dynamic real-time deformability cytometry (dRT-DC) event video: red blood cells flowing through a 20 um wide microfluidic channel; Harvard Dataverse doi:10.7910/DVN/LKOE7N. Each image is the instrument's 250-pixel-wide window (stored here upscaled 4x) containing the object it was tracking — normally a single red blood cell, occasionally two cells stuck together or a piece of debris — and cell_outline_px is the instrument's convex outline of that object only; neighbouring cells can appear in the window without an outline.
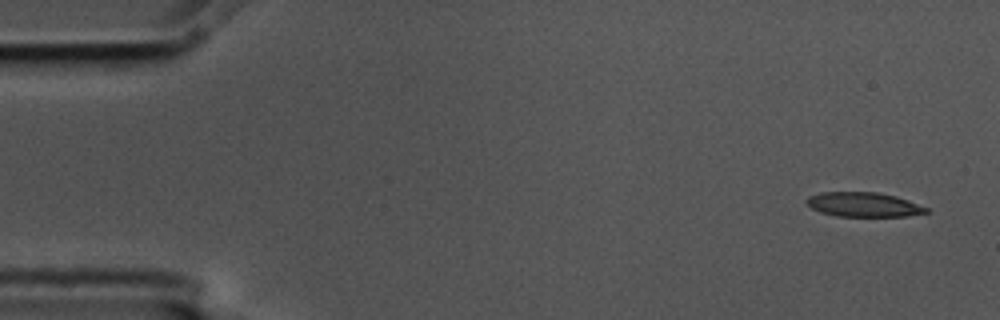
{"species": "common noctule bat (a hibernating species)", "species_latin": "Nyctalus noctula", "temperature_condition": "cold", "stored_images_in_passage": 5, "camera_frame_rate_fps": 3000, "um_per_image_px": 0.085, "animal": {"sex": "male", "body_mass_g": 17.5, "forearm_length_mm": 52.3}, "frame": {"image": 1, "passage_image": 1, "time_ms": 0.0, "image_size_px": [1000, 320], "cell_outline_px": [[928, 212], [908, 216], [836, 216], [820, 212], [812, 208], [804, 200], [808, 196], [820, 192], [876, 192], [896, 196], [908, 200], [928, 208]], "centroid_in_image_um": [73.38, 17.38], "position_along_channel_um": 11.6, "area_um2": 17.05}}
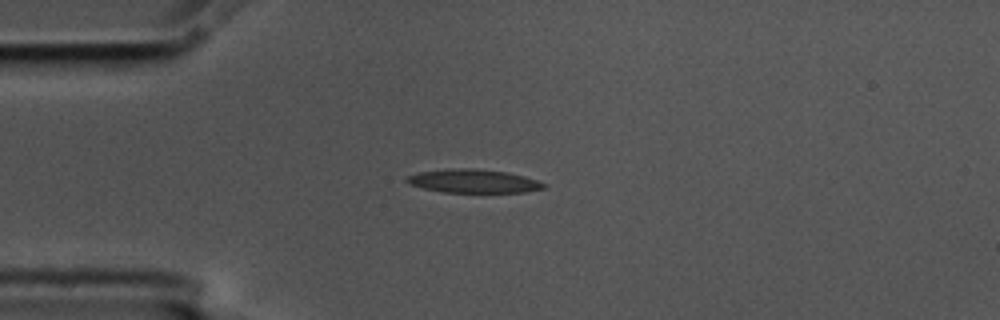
{"frame": {"image": 2, "passage_image": 4, "time_ms": 1.0, "image_size_px": [1000, 320], "cell_outline_px": [[548, 184], [544, 188], [524, 192], [444, 192], [424, 188], [408, 184], [404, 180], [408, 176], [420, 172], [448, 168], [472, 168], [508, 172], [524, 176]], "centroid_in_image_um": [40.24, 15.39], "position_along_channel_um": 44.8, "area_um2": 18.73}}